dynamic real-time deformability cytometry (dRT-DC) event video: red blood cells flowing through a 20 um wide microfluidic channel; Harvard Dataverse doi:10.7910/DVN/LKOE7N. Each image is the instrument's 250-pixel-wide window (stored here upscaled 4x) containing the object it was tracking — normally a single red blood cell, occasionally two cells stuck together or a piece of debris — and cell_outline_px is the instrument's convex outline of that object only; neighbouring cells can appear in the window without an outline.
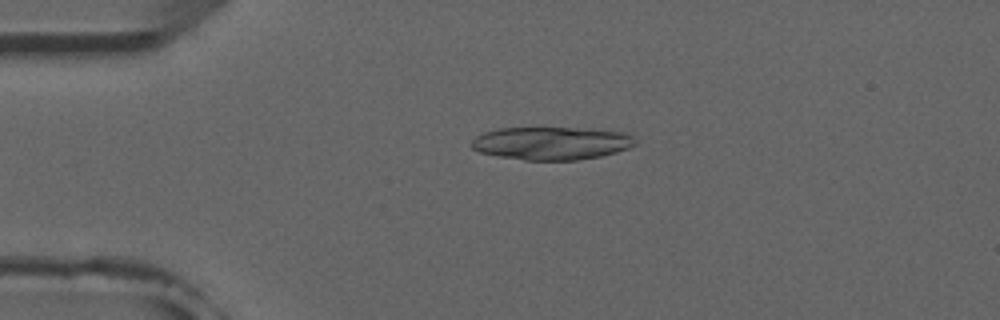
{"species": "common noctule bat (a hibernating species)", "species_latin": "Nyctalus noctula", "temperature_condition": "room temperature", "stored_images_in_passage": 5, "camera_frame_rate_fps": 3000, "um_per_image_px": 0.085, "animal": {"sex": "male", "forearm_length_mm": 52.5}, "frame": {"image": 1, "passage_image": 3, "time_ms": 3.333, "image_size_px": [1000, 320], "cell_outline_px": [[636, 144], [628, 148], [616, 152], [600, 156], [580, 160], [524, 160], [500, 156], [480, 152], [472, 148], [468, 144], [476, 136], [484, 132], [500, 128], [576, 128], [628, 132], [636, 140]], "centroid_in_image_um": [46.88, 12.17], "position_along_channel_um": 38.1, "area_um2": 31.5}}